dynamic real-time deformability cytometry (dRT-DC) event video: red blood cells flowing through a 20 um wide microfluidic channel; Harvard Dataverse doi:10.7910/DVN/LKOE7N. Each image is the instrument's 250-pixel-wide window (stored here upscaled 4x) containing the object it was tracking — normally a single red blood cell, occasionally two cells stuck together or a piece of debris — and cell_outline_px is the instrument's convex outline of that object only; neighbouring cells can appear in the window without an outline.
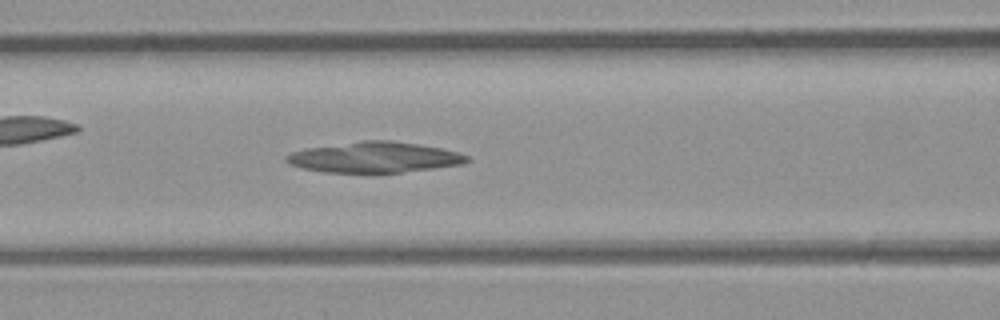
{"species": "common noctule bat (a hibernating species)", "species_latin": "Nyctalus noctula", "temperature_condition": "room temperature", "stored_images_in_passage": 36, "camera_frame_rate_fps": 3000, "um_per_image_px": 0.085, "animal": {"sex": "male", "body_mass_g": 23.1, "forearm_length_mm": 52.7}, "frame": {"image": 1, "passage_image": 11, "time_ms": 3.333, "image_size_px": [1000, 320], "cell_outline_px": [[472, 160], [460, 164], [432, 168], [400, 172], [324, 172], [304, 168], [292, 164], [284, 160], [284, 156], [292, 152], [304, 148], [364, 140], [388, 140], [416, 144], [440, 148], [456, 152], [468, 156]], "centroid_in_image_um": [31.79, 13.36], "position_along_channel_um": 134.8, "area_um2": 31.79}}
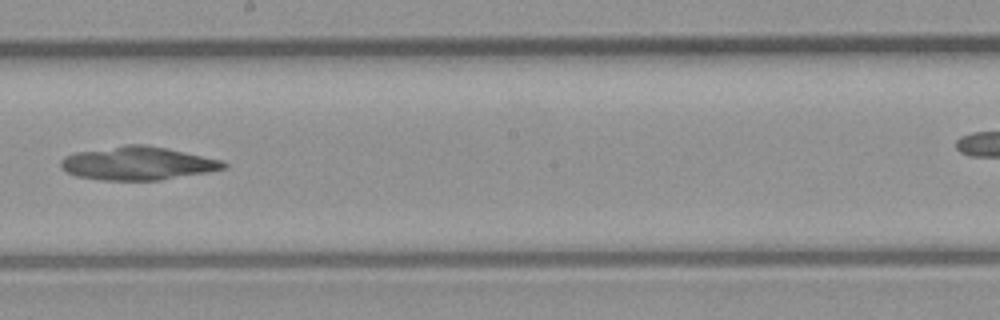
{"frame": {"image": 2, "passage_image": 18, "time_ms": 5.667, "image_size_px": [1000, 320], "cell_outline_px": [[228, 168], [208, 172], [160, 180], [104, 180], [76, 176], [64, 172], [60, 168], [60, 160], [64, 156], [76, 152], [128, 144], [144, 144], [164, 148], [220, 160], [228, 164]], "centroid_in_image_um": [11.65, 13.89], "position_along_channel_um": 236.5, "area_um2": 31.5}}
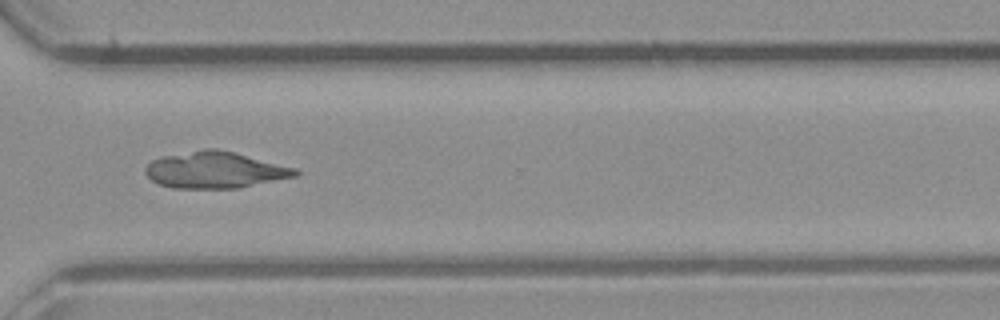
{"frame": {"image": 3, "passage_image": 26, "time_ms": 8.333, "image_size_px": [1000, 320], "cell_outline_px": [[300, 172], [296, 176], [236, 188], [172, 188], [160, 184], [152, 180], [144, 172], [144, 168], [152, 160], [160, 156], [204, 148], [216, 148], [296, 168]], "centroid_in_image_um": [18.22, 14.44], "position_along_channel_um": 352.4, "area_um2": 31.67}}